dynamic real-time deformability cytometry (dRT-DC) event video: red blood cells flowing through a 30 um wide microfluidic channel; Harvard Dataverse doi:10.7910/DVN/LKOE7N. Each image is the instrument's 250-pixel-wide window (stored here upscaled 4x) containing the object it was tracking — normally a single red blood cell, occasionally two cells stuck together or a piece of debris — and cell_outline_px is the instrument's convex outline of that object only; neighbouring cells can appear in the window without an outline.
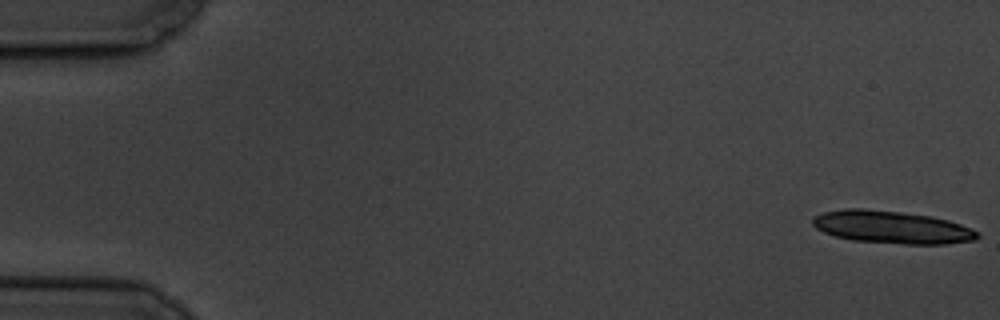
{"species": "common noctule bat (a hibernating species)", "species_latin": "Nyctalus noctula", "temperature_condition": "cold", "stored_images_in_passage": 16, "camera_frame_rate_fps": 3000, "um_per_image_px": 0.085, "animal": {"sex": "male", "body_mass_g": 19.5, "forearm_length_mm": 54.6}, "frame": {"image": 1, "passage_image": 1, "time_ms": 0.0, "image_size_px": [1000, 320], "cell_outline_px": [[980, 236], [976, 240], [944, 244], [904, 244], [852, 240], [836, 236], [824, 232], [816, 228], [812, 224], [812, 216], [824, 212], [844, 208], [864, 208], [900, 212], [932, 216], [948, 220], [972, 228], [980, 232]], "centroid_in_image_um": [75.82, 19.3], "position_along_channel_um": 9.2, "area_um2": 31.5}}